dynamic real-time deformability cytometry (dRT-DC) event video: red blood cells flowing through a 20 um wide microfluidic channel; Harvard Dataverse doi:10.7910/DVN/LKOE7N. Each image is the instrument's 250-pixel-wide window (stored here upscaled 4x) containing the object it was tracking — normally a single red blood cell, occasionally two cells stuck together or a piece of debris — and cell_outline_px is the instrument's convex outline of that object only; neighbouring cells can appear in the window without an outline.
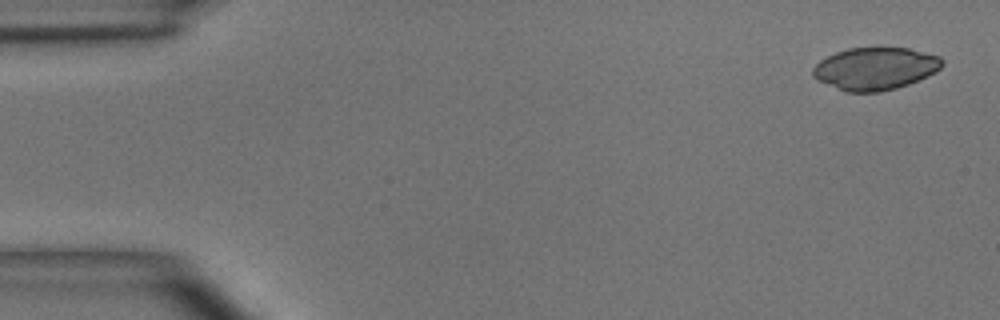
{"species": "common noctule bat (a hibernating species)", "species_latin": "Nyctalus noctula", "temperature_condition": "room temperature", "stored_images_in_passage": 5, "camera_frame_rate_fps": 3000, "um_per_image_px": 0.085, "animal": {"sex": "male", "body_mass_g": 15.6}, "frame": {"image": 1, "passage_image": 1, "time_ms": 0.0, "image_size_px": [1000, 320], "cell_outline_px": [[944, 64], [936, 72], [928, 76], [908, 84], [896, 88], [880, 92], [844, 92], [816, 80], [812, 76], [812, 68], [820, 60], [836, 52], [848, 48], [876, 44], [908, 48], [940, 56], [944, 60]], "centroid_in_image_um": [74.39, 5.79], "position_along_channel_um": 10.6, "area_um2": 33.06}}